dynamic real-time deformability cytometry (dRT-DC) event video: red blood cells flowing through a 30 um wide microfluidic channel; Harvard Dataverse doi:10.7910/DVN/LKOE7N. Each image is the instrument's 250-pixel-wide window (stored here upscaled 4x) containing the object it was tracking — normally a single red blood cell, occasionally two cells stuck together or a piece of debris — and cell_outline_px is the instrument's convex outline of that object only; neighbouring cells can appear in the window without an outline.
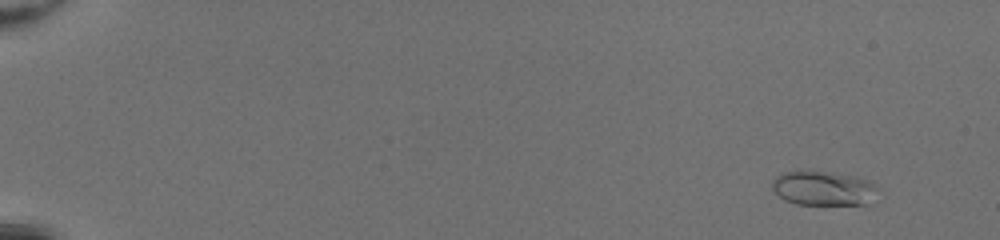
{"species": "common noctule bat (a hibernating species)", "species_latin": "Nyctalus noctula", "temperature_condition": "room temperature", "stored_images_in_passage": 51, "camera_frame_rate_fps": 3000, "um_per_image_px": 0.085, "animal": {"sex": "female", "body_mass_g": 20.0, "forearm_length_mm": 54.0}, "frame": {"image": 1, "passage_image": 5, "time_ms": 1.333, "image_size_px": [1000, 240], "cell_outline_px": [[880, 188], [864, 204], [796, 204], [784, 200], [772, 188], [772, 180], [776, 176], [784, 172], [800, 168], [832, 172], [852, 176], [868, 180]], "centroid_in_image_um": [69.91, 15.96], "position_along_channel_um": 15.1, "area_um2": 21.39}}
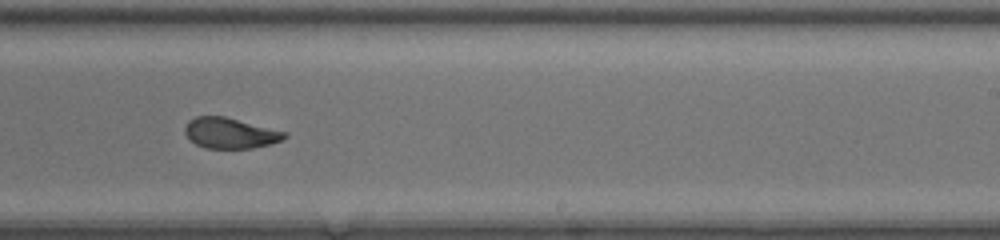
{"frame": {"image": 2, "passage_image": 35, "time_ms": 11.333, "image_size_px": [1000, 240], "cell_outline_px": [[288, 136], [272, 144], [252, 148], [204, 148], [196, 144], [184, 132], [184, 128], [188, 120], [196, 116], [224, 116], [288, 132]], "centroid_in_image_um": [19.57, 11.31], "position_along_channel_um": 269.4, "area_um2": 17.8}}
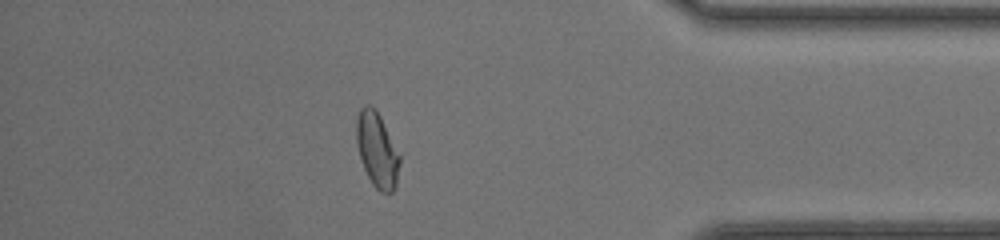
{"frame": {"image": 3, "passage_image": 46, "time_ms": 15.0, "image_size_px": [1000, 240], "cell_outline_px": [[400, 164], [396, 188], [392, 192], [380, 192], [372, 184], [364, 168], [356, 144], [356, 120], [360, 108], [364, 104], [368, 104], [376, 108], [400, 156]], "centroid_in_image_um": [32.04, 12.73], "position_along_channel_um": 403.2, "area_um2": 18.9}, "authors_computed_cell_mechanics": {"area_um2": 19.074, "velocity_mm_per_s": 4.3003, "shape_relaxation_time_tau1_ms": 6.9759, "shape_relaxation_time_tau2_ms": 0.9453, "deformation_change_tau1": 0.257, "deformation_change_tau2": 0.0663}}